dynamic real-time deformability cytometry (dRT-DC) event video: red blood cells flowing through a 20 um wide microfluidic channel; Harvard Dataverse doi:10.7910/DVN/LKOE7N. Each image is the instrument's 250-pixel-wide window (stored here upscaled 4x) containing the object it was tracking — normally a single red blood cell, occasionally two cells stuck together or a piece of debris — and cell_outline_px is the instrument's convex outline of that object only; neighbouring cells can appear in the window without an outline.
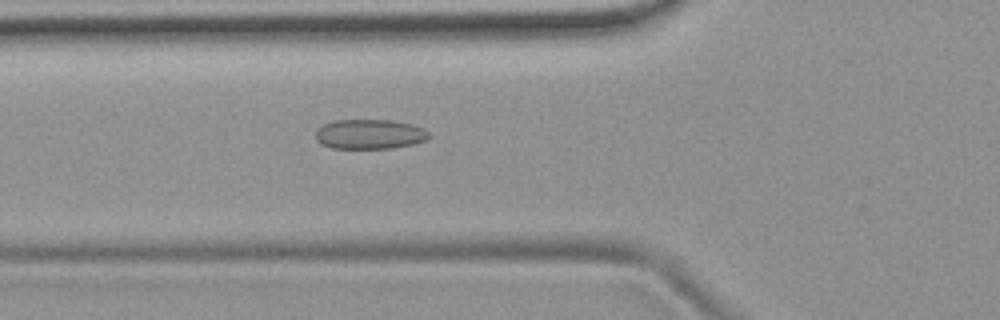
{"species": "common noctule bat (a hibernating species)", "species_latin": "Nyctalus noctula", "temperature_condition": "room temperature", "stored_images_in_passage": 53, "camera_frame_rate_fps": 3000, "um_per_image_px": 0.085, "animal": {"sex": "female", "body_mass_g": 19.9}, "frame": {"image": 1, "passage_image": 19, "time_ms": 6.0, "image_size_px": [1000, 320], "cell_outline_px": [[428, 136], [424, 140], [412, 144], [392, 148], [332, 148], [320, 144], [316, 140], [316, 132], [324, 124], [332, 120], [392, 120], [412, 124], [424, 128], [428, 132]], "centroid_in_image_um": [31.39, 11.4], "position_along_channel_um": 94.4, "area_um2": 19.54}}
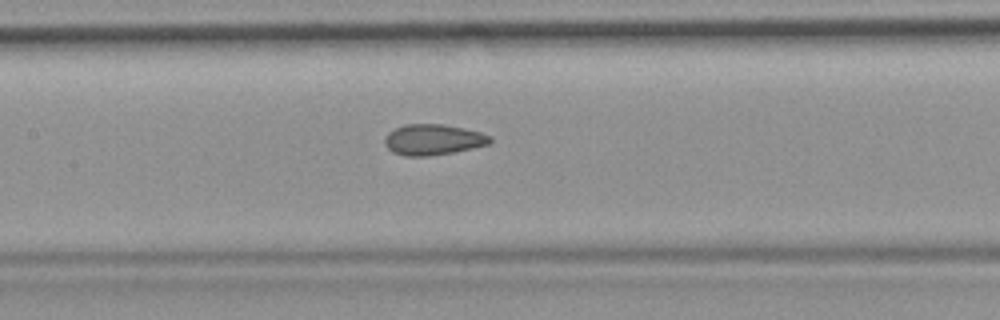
{"frame": {"image": 2, "passage_image": 25, "time_ms": 8.0, "image_size_px": [1000, 320], "cell_outline_px": [[492, 140], [488, 144], [472, 148], [452, 152], [428, 156], [404, 156], [392, 152], [384, 144], [384, 140], [388, 132], [404, 124], [440, 124], [464, 128], [480, 132], [492, 136]], "centroid_in_image_um": [36.79, 11.87], "position_along_channel_um": 170.6, "area_um2": 18.84}}
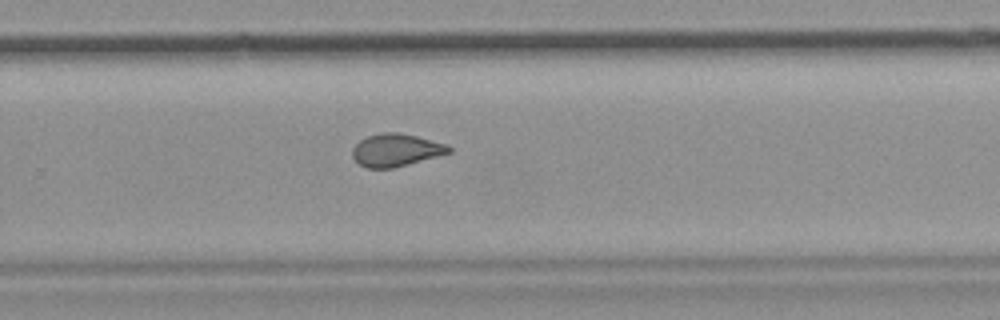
{"frame": {"image": 3, "passage_image": 35, "time_ms": 11.333, "image_size_px": [1000, 320], "cell_outline_px": [[452, 152], [392, 168], [368, 168], [360, 164], [352, 156], [352, 148], [360, 140], [368, 136], [380, 132], [396, 132], [416, 136], [448, 144], [452, 148]], "centroid_in_image_um": [33.66, 12.74], "position_along_channel_um": 296.1, "area_um2": 18.21}, "authors_computed_cell_mechanics": {"area_um2": 19.3052, "velocity_mm_per_s": 3.7848, "shape_relaxation_time_tau1_ms": null, "shape_relaxation_time_tau2_ms": 1.2484, "deformation_change_tau1": null, "deformation_change_tau2": 0.0686}}